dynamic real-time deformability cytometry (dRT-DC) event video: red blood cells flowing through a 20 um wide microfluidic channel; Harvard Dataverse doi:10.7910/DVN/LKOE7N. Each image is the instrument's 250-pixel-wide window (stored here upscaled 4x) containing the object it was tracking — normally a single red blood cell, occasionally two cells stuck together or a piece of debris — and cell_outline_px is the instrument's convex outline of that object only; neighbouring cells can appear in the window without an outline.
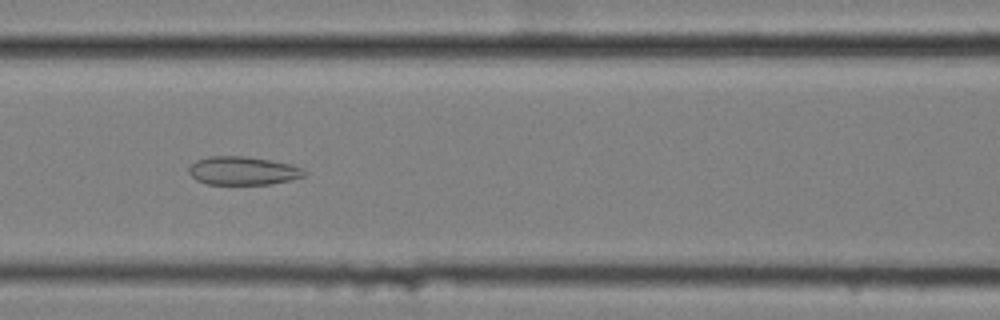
{"species": "common noctule bat (a hibernating species)", "species_latin": "Nyctalus noctula", "temperature_condition": "cold", "stored_images_in_passage": 51, "camera_frame_rate_fps": 3000, "um_per_image_px": 0.085, "animal": {"sex": "female", "body_mass_g": 25.1}, "frame": {"image": 1, "passage_image": 18, "time_ms": 5.667, "image_size_px": [1000, 320], "cell_outline_px": [[308, 172], [304, 176], [288, 180], [268, 184], [208, 184], [196, 180], [188, 172], [188, 168], [196, 160], [208, 156], [244, 156], [272, 160], [292, 164]], "centroid_in_image_um": [20.63, 14.5], "position_along_channel_um": 146.0, "area_um2": 19.07}}
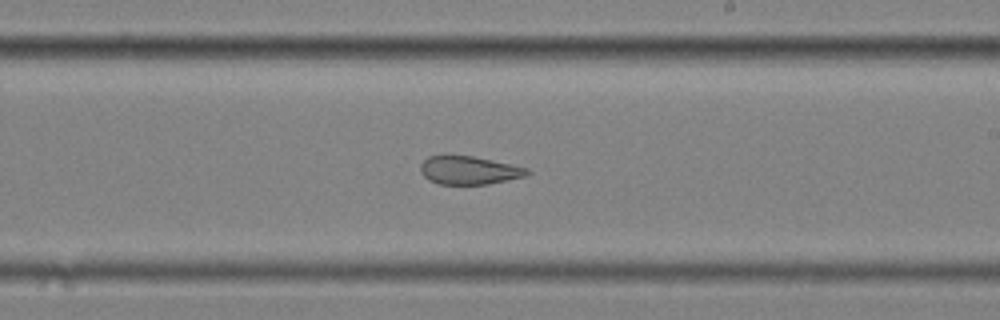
{"frame": {"image": 2, "passage_image": 27, "time_ms": 8.667, "image_size_px": [1000, 320], "cell_outline_px": [[532, 172], [524, 176], [508, 180], [488, 184], [440, 184], [428, 180], [420, 172], [420, 164], [428, 156], [472, 156], [528, 168]], "centroid_in_image_um": [39.85, 14.48], "position_along_channel_um": 249.1, "area_um2": 17.4}}
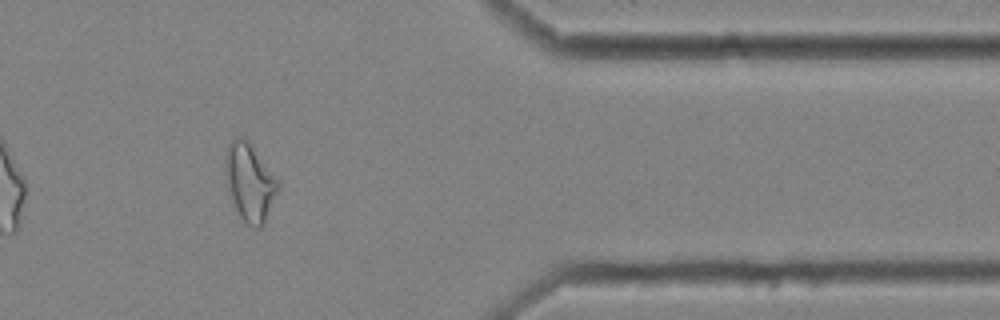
{"frame": {"image": 3, "passage_image": 41, "time_ms": 13.333, "image_size_px": [1000, 320], "cell_outline_px": [[280, 188], [264, 224], [260, 228], [256, 228], [248, 224], [240, 216], [232, 200], [224, 176], [224, 160], [228, 144], [236, 136], [248, 140], [280, 184]], "centroid_in_image_um": [21.21, 15.49], "position_along_channel_um": 390.2, "area_um2": 23.7}, "authors_computed_cell_mechanics": {"area_um2": 22.542, "velocity_mm_per_s": 3.4451, "shape_relaxation_time_tau1_ms": null, "shape_relaxation_time_tau2_ms": 2.6402, "deformation_change_tau1": null, "deformation_change_tau2": 0.1121}}